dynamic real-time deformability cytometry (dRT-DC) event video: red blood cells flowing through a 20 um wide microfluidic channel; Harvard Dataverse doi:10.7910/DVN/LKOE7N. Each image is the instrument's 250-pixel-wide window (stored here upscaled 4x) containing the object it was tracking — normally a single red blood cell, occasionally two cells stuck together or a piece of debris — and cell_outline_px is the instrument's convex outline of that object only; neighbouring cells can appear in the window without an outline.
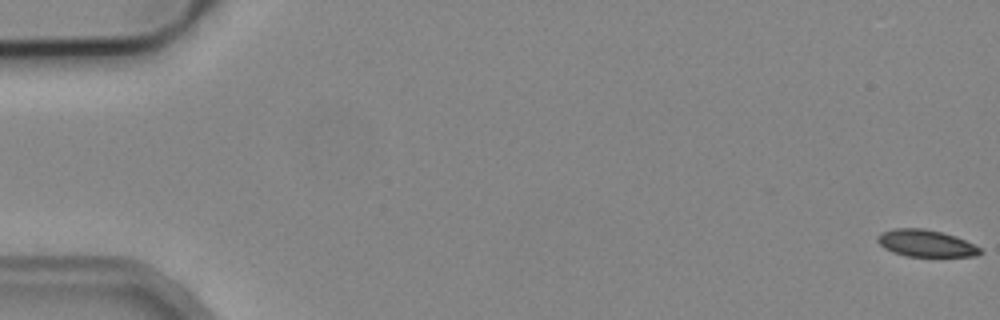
{"species": "common noctule bat (a hibernating species)", "species_latin": "Nyctalus noctula", "temperature_condition": "cold", "stored_images_in_passage": 7, "camera_frame_rate_fps": 3000, "um_per_image_px": 0.085, "animal": {"sex": "male", "body_mass_g": 19.2, "forearm_length_mm": 51.8}, "frame": {"image": 1, "passage_image": 1, "time_ms": 0.0, "image_size_px": [1000, 320], "cell_outline_px": [[984, 252], [976, 256], [904, 256], [892, 252], [884, 248], [876, 240], [876, 236], [880, 232], [896, 228], [924, 228], [956, 236], [980, 248]], "centroid_in_image_um": [78.66, 20.68], "position_along_channel_um": 6.3, "area_um2": 16.13}}
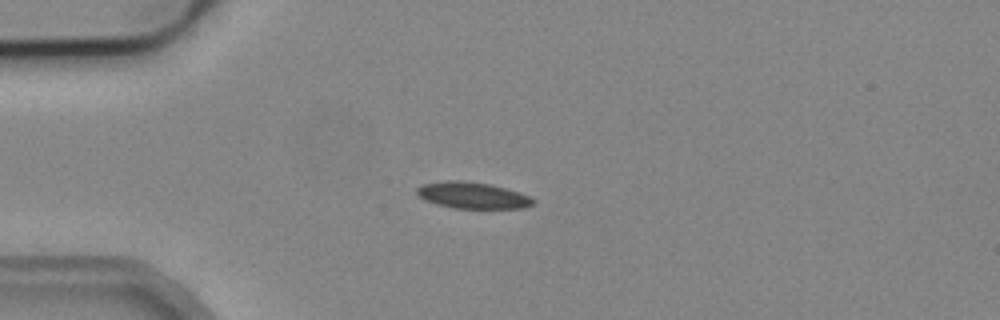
{"frame": {"image": 2, "passage_image": 5, "time_ms": 4.667, "image_size_px": [1000, 320], "cell_outline_px": [[536, 200], [532, 204], [524, 208], [452, 208], [436, 204], [424, 200], [416, 192], [416, 188], [424, 184], [448, 180], [460, 180], [488, 184], [520, 192]], "centroid_in_image_um": [40.15, 16.61], "position_along_channel_um": 44.9, "area_um2": 17.74}}